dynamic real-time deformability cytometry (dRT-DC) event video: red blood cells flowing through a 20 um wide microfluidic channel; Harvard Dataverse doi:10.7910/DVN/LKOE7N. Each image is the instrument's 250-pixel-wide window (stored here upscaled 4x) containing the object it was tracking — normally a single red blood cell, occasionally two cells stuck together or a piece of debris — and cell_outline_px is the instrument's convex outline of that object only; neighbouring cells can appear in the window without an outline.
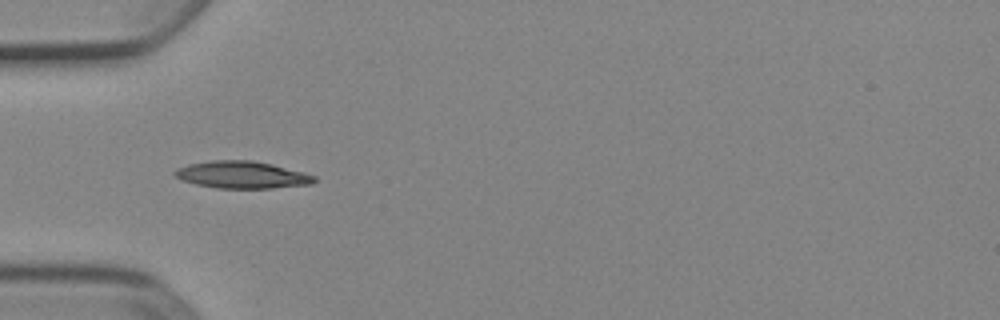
{"species": "Egyptian fruit bat (a non-hibernating species)", "species_latin": "Rousettus aegyptiacus", "temperature_condition": "cold", "stored_images_in_passage": 36, "camera_frame_rate_fps": 3000, "um_per_image_px": 0.085, "animal": {"sex": "female"}, "frame": {"image": 1, "passage_image": 1, "time_ms": 0.0, "image_size_px": [1000, 320], "cell_outline_px": [[316, 180], [312, 184], [272, 188], [216, 188], [196, 184], [184, 180], [176, 176], [172, 172], [176, 168], [188, 164], [212, 160], [252, 160], [272, 164], [304, 172], [316, 176]], "centroid_in_image_um": [20.58, 14.85], "position_along_channel_um": 64.4, "area_um2": 22.08}}
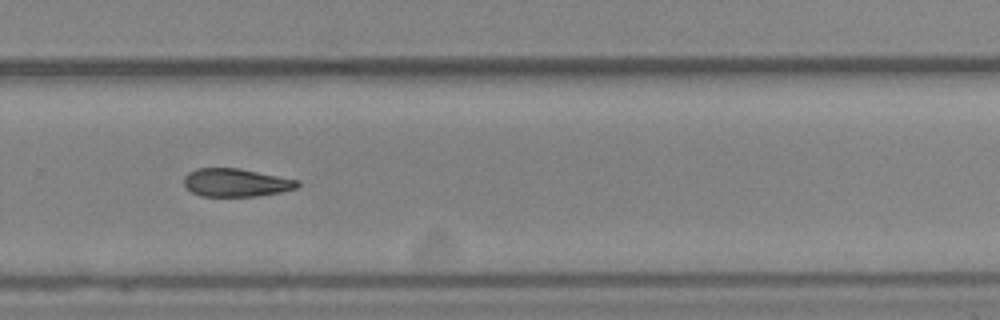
{"frame": {"image": 2, "passage_image": 20, "time_ms": 6.333, "image_size_px": [1000, 320], "cell_outline_px": [[300, 184], [296, 188], [280, 192], [256, 196], [200, 196], [192, 192], [184, 184], [184, 176], [188, 172], [196, 168], [240, 168], [300, 180]], "centroid_in_image_um": [20.06, 15.51], "position_along_channel_um": 309.7, "area_um2": 18.67}}
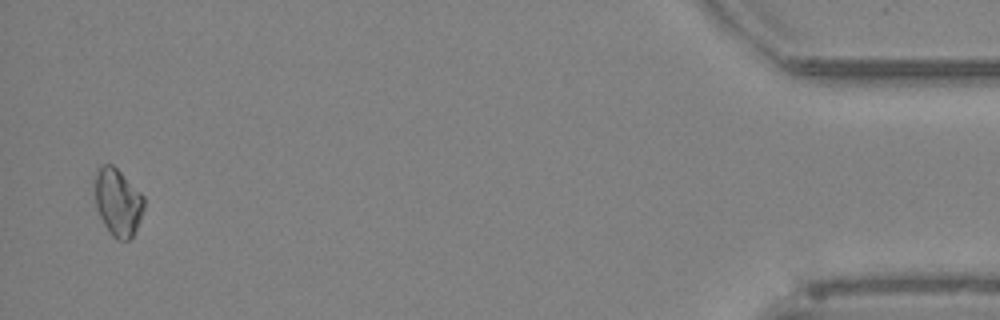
{"frame": {"image": 3, "passage_image": 35, "time_ms": 11.333, "image_size_px": [1000, 320], "cell_outline_px": [[144, 208], [140, 220], [132, 236], [128, 240], [116, 240], [112, 236], [104, 224], [96, 208], [96, 172], [104, 164], [112, 164], [144, 196]], "centroid_in_image_um": [10.03, 17.22], "position_along_channel_um": 425.2, "area_um2": 18.9}, "authors_computed_cell_mechanics": {"area_um2": 19.5075, "velocity_mm_per_s": 3.9255, "shape_relaxation_time_tau1_ms": 4.1429, "shape_relaxation_time_tau2_ms": null, "deformation_change_tau1": 0.1226, "deformation_change_tau2": null}}